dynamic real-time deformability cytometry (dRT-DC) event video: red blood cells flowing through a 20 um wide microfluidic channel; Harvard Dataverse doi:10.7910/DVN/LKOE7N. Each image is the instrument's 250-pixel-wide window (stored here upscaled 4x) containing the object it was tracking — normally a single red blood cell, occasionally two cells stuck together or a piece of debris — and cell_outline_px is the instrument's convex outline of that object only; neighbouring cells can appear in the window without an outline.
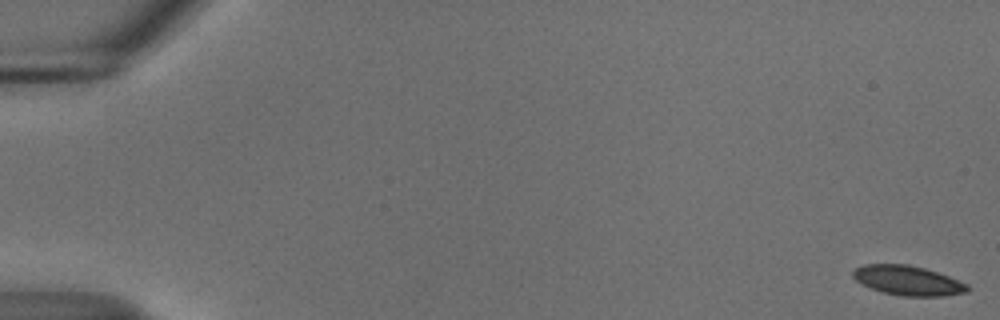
{"species": "common noctule bat (a hibernating species)", "species_latin": "Nyctalus noctula", "temperature_condition": "cold", "stored_images_in_passage": 56, "camera_frame_rate_fps": 3000, "um_per_image_px": 0.085, "animal": {"sex": "male", "body_mass_g": 18.8}, "frame": {"image": 1, "passage_image": 1, "time_ms": 0.0, "image_size_px": [1000, 320], "cell_outline_px": [[968, 292], [940, 296], [904, 296], [884, 292], [872, 288], [856, 280], [852, 276], [852, 272], [856, 268], [864, 264], [908, 264], [924, 268], [948, 276], [968, 284]], "centroid_in_image_um": [77.17, 23.83], "position_along_channel_um": 7.8, "area_um2": 19.48}}
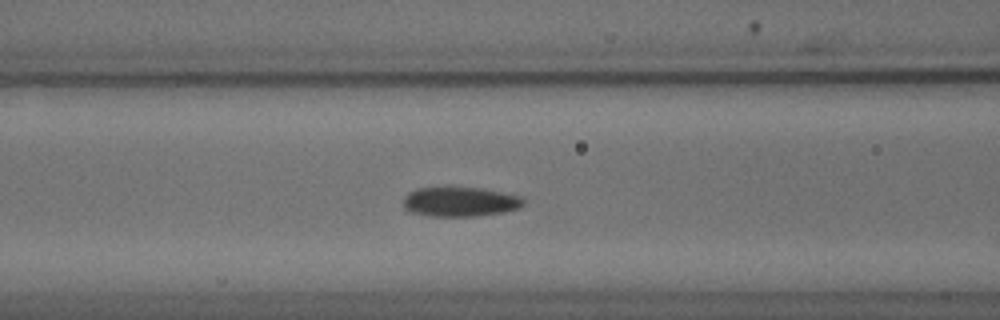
{"frame": {"image": 2, "passage_image": 24, "time_ms": 7.667, "image_size_px": [1000, 320], "cell_outline_px": [[524, 204], [520, 208], [504, 212], [476, 216], [428, 216], [412, 212], [404, 208], [404, 196], [408, 192], [416, 188], [480, 188], [524, 196]], "centroid_in_image_um": [39.14, 17.15], "position_along_channel_um": 127.5, "area_um2": 20.75}}
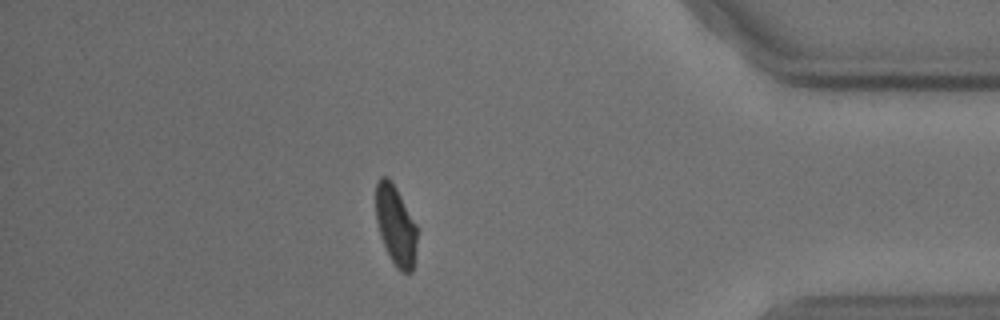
{"frame": {"image": 3, "passage_image": 49, "time_ms": 16.0, "image_size_px": [1000, 320], "cell_outline_px": [[416, 248], [412, 272], [400, 272], [396, 268], [380, 236], [376, 220], [376, 184], [380, 176], [388, 176], [396, 188], [416, 224]], "centroid_in_image_um": [33.62, 19.15], "position_along_channel_um": 401.6, "area_um2": 18.96}, "authors_computed_cell_mechanics": {"area_um2": 20.6057, "velocity_mm_per_s": 3.6758, "shape_relaxation_time_tau1_ms": 4.9959, "shape_relaxation_time_tau2_ms": 2.8016, "deformation_change_tau1": 0.1298, "deformation_change_tau2": 0.0669}}